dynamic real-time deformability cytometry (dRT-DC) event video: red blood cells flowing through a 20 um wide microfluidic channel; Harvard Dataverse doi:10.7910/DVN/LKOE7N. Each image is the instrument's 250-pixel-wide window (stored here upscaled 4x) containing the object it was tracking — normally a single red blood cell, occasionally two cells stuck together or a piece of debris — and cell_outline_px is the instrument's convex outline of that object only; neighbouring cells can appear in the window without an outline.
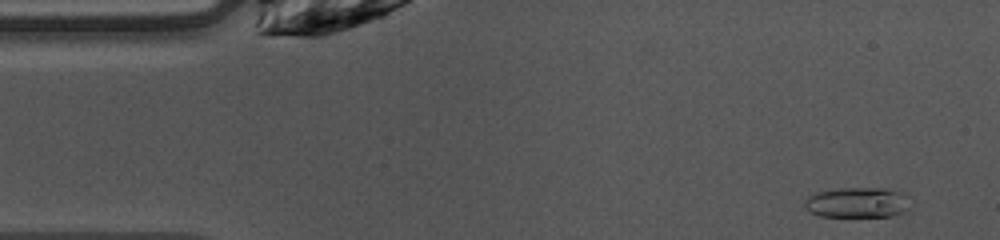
{"species": "common noctule bat (a hibernating species)", "species_latin": "Nyctalus noctula", "temperature_condition": "warm", "stored_images_in_passage": 3, "camera_frame_rate_fps": 3000, "um_per_image_px": 0.085, "animal": {"sex": "female", "body_mass_g": 10.0, "forearm_length_mm": 53.1}, "frame": {"image": 1, "passage_image": 3, "time_ms": 0.667, "image_size_px": [1000, 240], "cell_outline_px": [[912, 208], [904, 212], [892, 216], [820, 216], [808, 212], [804, 208], [804, 200], [808, 196], [816, 192], [840, 188], [884, 188], [904, 192], [908, 196]], "centroid_in_image_um": [72.9, 17.21], "position_along_channel_um": 12.1, "area_um2": 19.13}}